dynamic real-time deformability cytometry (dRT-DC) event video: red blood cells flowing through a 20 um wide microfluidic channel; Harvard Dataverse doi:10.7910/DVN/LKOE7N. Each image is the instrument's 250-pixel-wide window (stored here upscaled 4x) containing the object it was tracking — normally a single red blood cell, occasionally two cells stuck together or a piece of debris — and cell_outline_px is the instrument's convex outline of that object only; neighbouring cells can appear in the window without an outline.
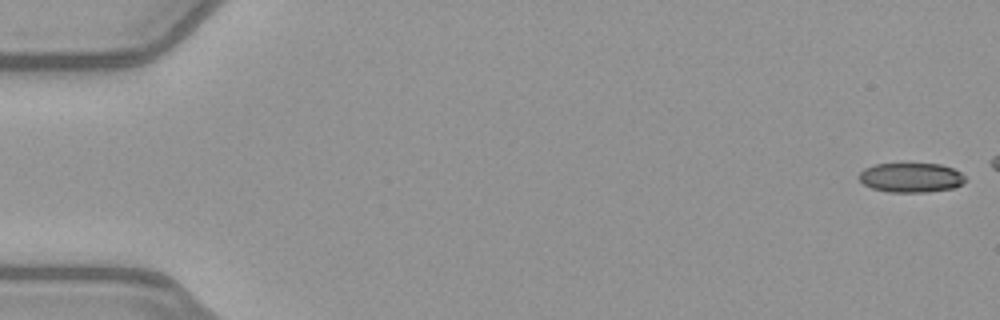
{"species": "common noctule bat (a hibernating species)", "species_latin": "Nyctalus noctula", "temperature_condition": "warm", "stored_images_in_passage": 45, "camera_frame_rate_fps": 3000, "um_per_image_px": 0.085, "animal": {"sex": "female", "body_mass_g": 21.9}, "frame": {"image": 1, "passage_image": 1, "time_ms": 0.0, "image_size_px": [1000, 320], "cell_outline_px": [[964, 180], [960, 184], [952, 188], [928, 192], [888, 192], [872, 188], [864, 184], [856, 176], [864, 168], [876, 164], [940, 164], [952, 168], [960, 172], [964, 176]], "centroid_in_image_um": [77.38, 15.09], "position_along_channel_um": 7.6, "area_um2": 18.15}}
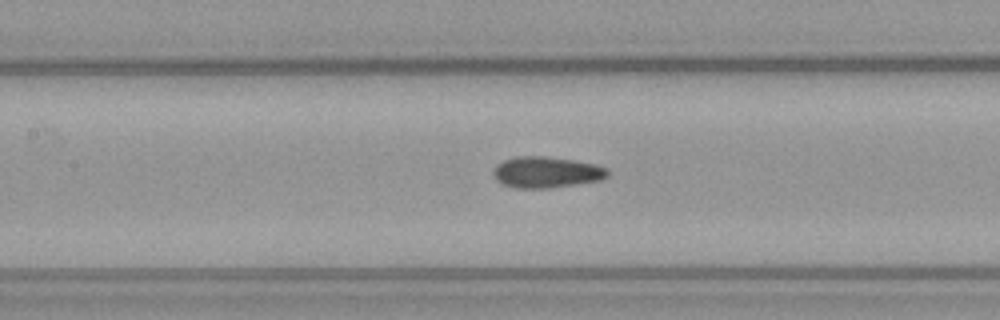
{"frame": {"image": 2, "passage_image": 24, "time_ms": 7.667, "image_size_px": [1000, 320], "cell_outline_px": [[608, 176], [600, 180], [548, 188], [516, 188], [500, 184], [496, 180], [492, 172], [496, 164], [504, 160], [516, 156], [544, 156], [572, 160], [596, 164], [608, 168]], "centroid_in_image_um": [46.4, 14.64], "position_along_channel_um": 161.0, "area_um2": 20.81}}
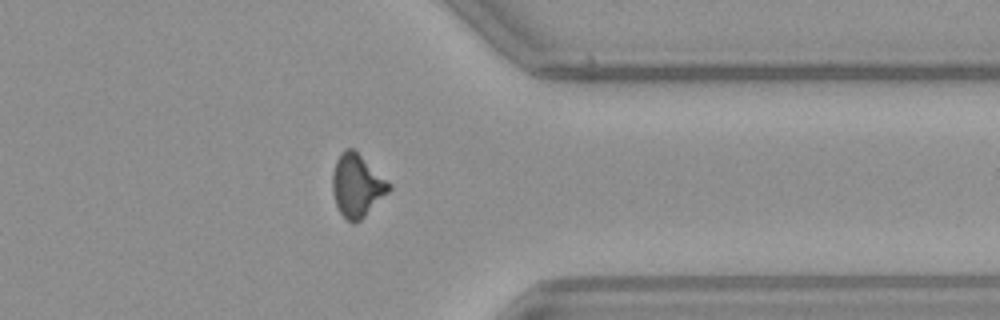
{"frame": {"image": 3, "passage_image": 41, "time_ms": 13.333, "image_size_px": [1000, 320], "cell_outline_px": [[392, 188], [360, 220], [352, 224], [340, 212], [336, 204], [332, 192], [332, 172], [336, 160], [340, 152], [344, 148], [352, 148], [392, 184]], "centroid_in_image_um": [30.32, 15.75], "position_along_channel_um": 381.1, "area_um2": 20.46}, "authors_computed_cell_mechanics": {"area_um2": 20.2878, "velocity_mm_per_s": 4.0274, "shape_relaxation_time_tau1_ms": null, "shape_relaxation_time_tau2_ms": 1.777, "deformation_change_tau1": null, "deformation_change_tau2": 0.0817}}